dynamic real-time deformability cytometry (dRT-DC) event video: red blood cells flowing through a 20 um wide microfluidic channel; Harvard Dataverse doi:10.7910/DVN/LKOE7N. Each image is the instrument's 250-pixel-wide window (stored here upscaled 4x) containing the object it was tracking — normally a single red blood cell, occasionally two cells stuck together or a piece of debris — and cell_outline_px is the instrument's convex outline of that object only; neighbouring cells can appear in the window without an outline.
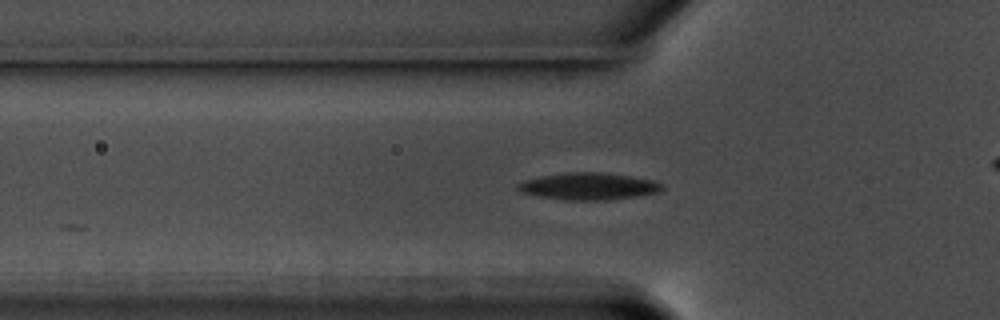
{"species": "common noctule bat (a hibernating species)", "species_latin": "Nyctalus noctula", "temperature_condition": "warm", "stored_images_in_passage": 37, "camera_frame_rate_fps": 3000, "um_per_image_px": 0.085, "animal": {"sex": "male", "body_mass_g": 17.5, "forearm_length_mm": 52.3}, "frame": {"image": 1, "passage_image": 6, "time_ms": 1.667, "image_size_px": [1000, 320], "cell_outline_px": [[664, 188], [660, 192], [636, 196], [604, 200], [568, 200], [540, 196], [524, 192], [516, 188], [516, 184], [524, 180], [540, 176], [568, 172], [604, 172], [632, 176], [652, 180], [664, 184]], "centroid_in_image_um": [50.07, 15.82], "position_along_channel_um": 75.7, "area_um2": 22.66}}
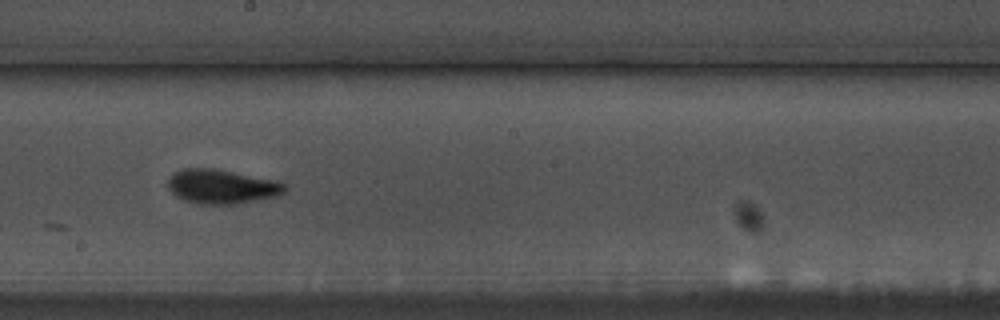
{"frame": {"image": 2, "passage_image": 19, "time_ms": 6.0, "image_size_px": [1000, 320], "cell_outline_px": [[288, 188], [284, 192], [276, 196], [236, 204], [200, 204], [184, 200], [176, 196], [168, 188], [168, 180], [176, 172], [184, 168], [212, 168], [272, 180], [288, 184]], "centroid_in_image_um": [18.85, 15.87], "position_along_channel_um": 229.4, "area_um2": 23.0}}
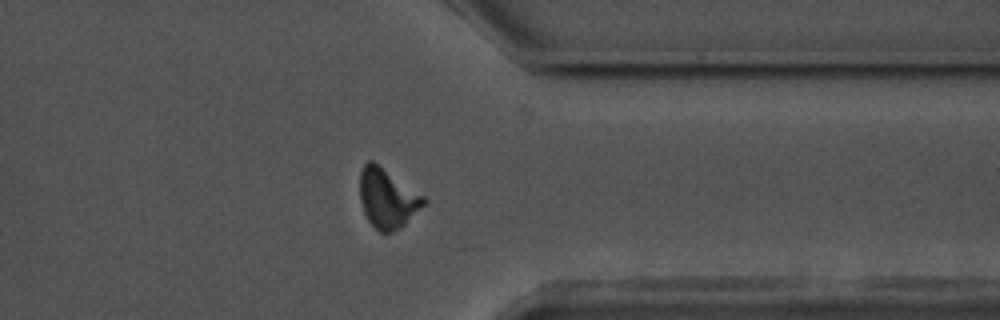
{"frame": {"image": 3, "passage_image": 32, "time_ms": 10.333, "image_size_px": [1000, 320], "cell_outline_px": [[428, 200], [400, 228], [392, 232], [380, 232], [368, 220], [364, 212], [360, 200], [360, 172], [364, 164], [368, 160], [372, 160], [424, 196]], "centroid_in_image_um": [32.91, 16.85], "position_along_channel_um": 378.5, "area_um2": 21.73}}